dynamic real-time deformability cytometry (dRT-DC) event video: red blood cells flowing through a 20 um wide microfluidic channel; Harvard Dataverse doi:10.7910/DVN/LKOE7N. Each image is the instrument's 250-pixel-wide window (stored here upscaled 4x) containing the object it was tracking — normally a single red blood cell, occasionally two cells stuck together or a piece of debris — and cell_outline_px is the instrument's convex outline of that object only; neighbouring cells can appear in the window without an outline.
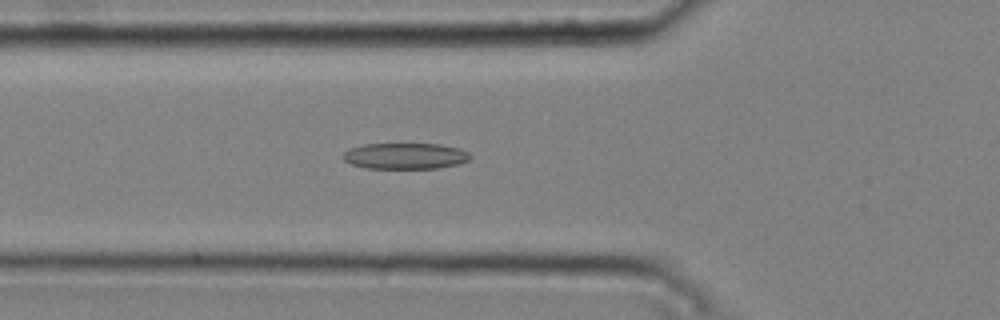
{"species": "common noctule bat (a hibernating species)", "species_latin": "Nyctalus noctula", "temperature_condition": "cold", "stored_images_in_passage": 42, "camera_frame_rate_fps": 3000, "um_per_image_px": 0.085, "animal": {"sex": "male", "body_mass_g": 20.4}, "frame": {"image": 1, "passage_image": 10, "time_ms": 3.0, "image_size_px": [1000, 320], "cell_outline_px": [[472, 156], [468, 160], [456, 164], [440, 168], [364, 168], [352, 164], [344, 160], [344, 152], [348, 148], [364, 144], [440, 144], [460, 148], [468, 152]], "centroid_in_image_um": [34.44, 13.25], "position_along_channel_um": 91.4, "area_um2": 19.31}}
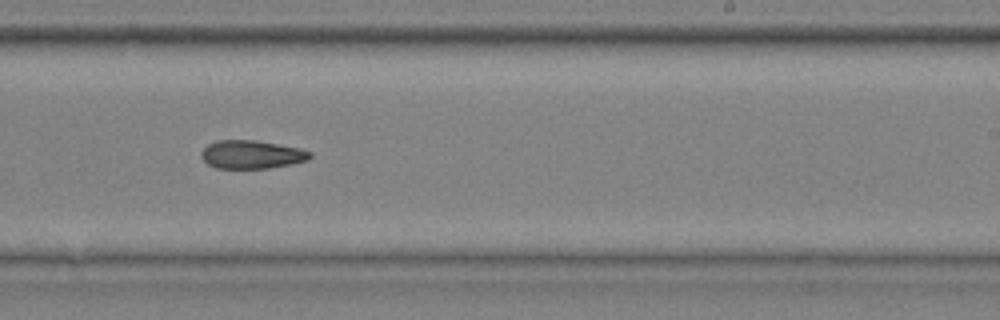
{"frame": {"image": 2, "passage_image": 24, "time_ms": 7.667, "image_size_px": [1000, 320], "cell_outline_px": [[312, 156], [308, 160], [292, 164], [268, 168], [216, 168], [208, 164], [200, 156], [200, 152], [208, 144], [216, 140], [256, 140], [300, 148], [312, 152]], "centroid_in_image_um": [21.39, 13.13], "position_along_channel_um": 267.6, "area_um2": 18.03}}
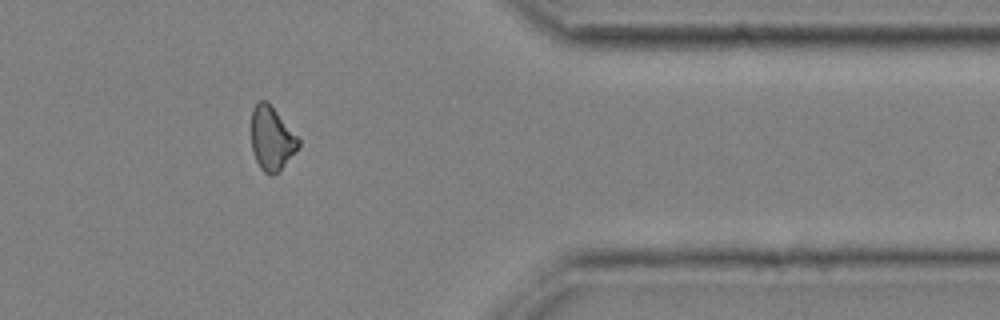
{"frame": {"image": 3, "passage_image": 35, "time_ms": 11.333, "image_size_px": [1000, 320], "cell_outline_px": [[300, 144], [284, 164], [276, 172], [264, 172], [260, 168], [256, 160], [252, 148], [252, 108], [260, 100], [264, 100], [276, 112], [300, 140]], "centroid_in_image_um": [23.06, 11.75], "position_along_channel_um": 388.3, "area_um2": 16.59}, "authors_computed_cell_mechanics": {"area_um2": 18.3226, "velocity_mm_per_s": 3.7759, "shape_relaxation_time_tau1_ms": 4.275, "shape_relaxation_time_tau2_ms": 4.9739, "deformation_change_tau1": 0.1127, "deformation_change_tau2": 0.1367}}